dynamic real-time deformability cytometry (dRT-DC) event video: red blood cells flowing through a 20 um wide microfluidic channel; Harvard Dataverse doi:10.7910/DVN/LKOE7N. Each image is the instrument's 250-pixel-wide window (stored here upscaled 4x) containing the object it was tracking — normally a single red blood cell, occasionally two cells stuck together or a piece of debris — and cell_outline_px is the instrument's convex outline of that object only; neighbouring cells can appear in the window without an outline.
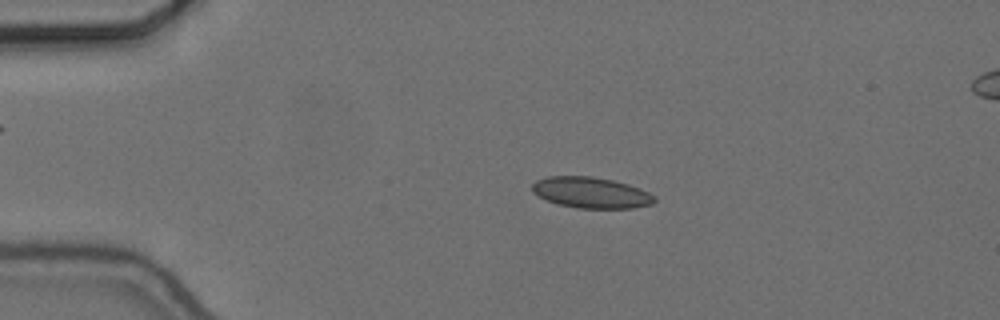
{"species": "common noctule bat (a hibernating species)", "species_latin": "Nyctalus noctula", "temperature_condition": "cold", "stored_images_in_passage": 55, "camera_frame_rate_fps": 3000, "um_per_image_px": 0.085, "animal": {"sex": "female", "body_mass_g": 24.6, "forearm_length_mm": 56.2}, "frame": {"image": 1, "passage_image": 11, "time_ms": 3.333, "image_size_px": [1000, 320], "cell_outline_px": [[656, 200], [652, 204], [632, 208], [576, 208], [556, 204], [532, 192], [532, 184], [536, 180], [548, 176], [592, 176], [612, 180], [628, 184], [640, 188], [656, 196]], "centroid_in_image_um": [50.25, 16.37], "position_along_channel_um": 34.8, "area_um2": 22.14}}
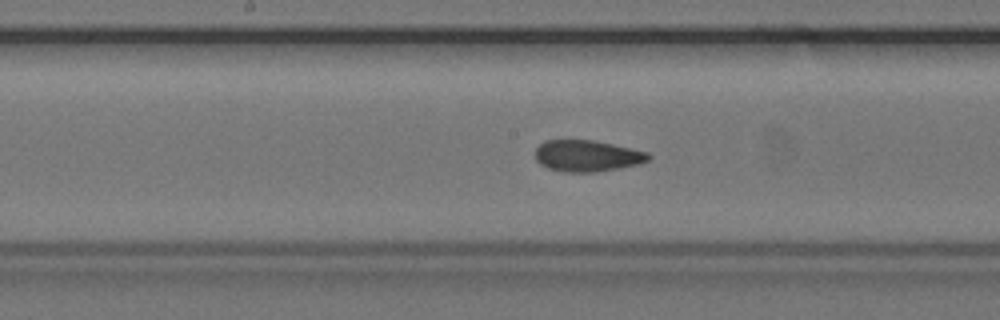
{"frame": {"image": 2, "passage_image": 28, "time_ms": 9.0, "image_size_px": [1000, 320], "cell_outline_px": [[652, 156], [648, 160], [640, 164], [620, 168], [596, 172], [564, 172], [548, 168], [540, 164], [536, 160], [536, 148], [544, 140], [592, 140], [612, 144], [648, 152]], "centroid_in_image_um": [49.91, 13.25], "position_along_channel_um": 198.3, "area_um2": 20.75}}
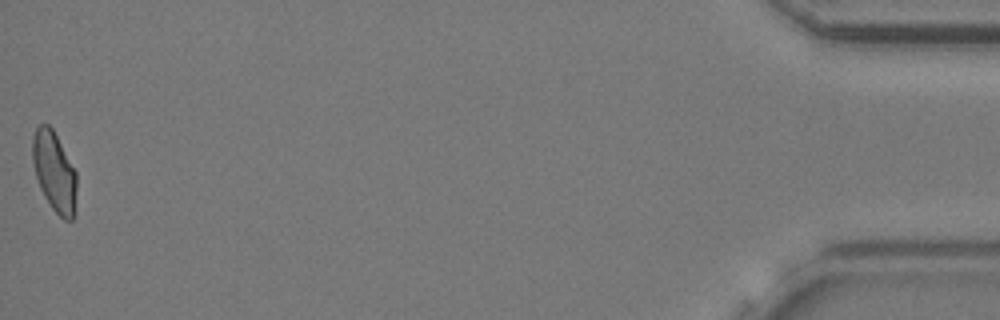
{"frame": {"image": 3, "passage_image": 55, "time_ms": 18.0, "image_size_px": [1000, 320], "cell_outline_px": [[76, 212], [72, 220], [64, 220], [52, 208], [44, 196], [40, 188], [36, 176], [32, 160], [32, 136], [36, 128], [40, 124], [48, 124], [52, 128], [76, 172]], "centroid_in_image_um": [4.62, 14.62], "position_along_channel_um": 430.6, "area_um2": 20.58}, "authors_computed_cell_mechanics": {"area_um2": 21.2704, "velocity_mm_per_s": 3.6693, "shape_relaxation_time_tau1_ms": null, "shape_relaxation_time_tau2_ms": 1.4912, "deformation_change_tau1": null, "deformation_change_tau2": 0.0779}}